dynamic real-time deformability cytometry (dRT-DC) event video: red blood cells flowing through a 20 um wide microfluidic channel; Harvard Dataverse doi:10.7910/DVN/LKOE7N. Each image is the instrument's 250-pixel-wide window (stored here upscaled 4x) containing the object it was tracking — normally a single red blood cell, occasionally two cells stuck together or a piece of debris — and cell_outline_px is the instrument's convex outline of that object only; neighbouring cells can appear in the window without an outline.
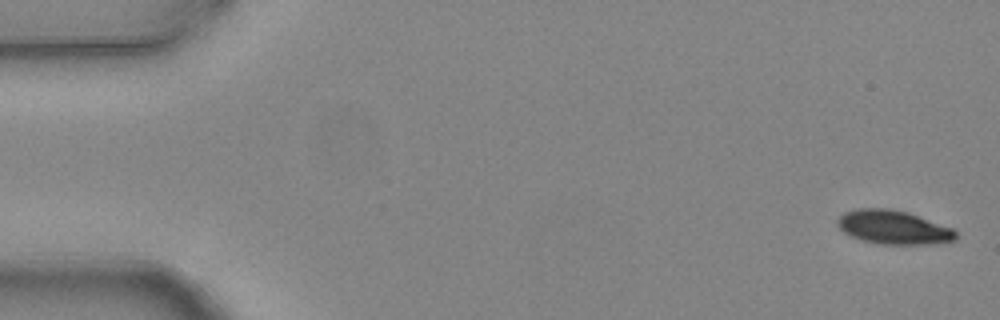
{"species": "common noctule bat (a hibernating species)", "species_latin": "Nyctalus noctula", "temperature_condition": "warm", "stored_images_in_passage": 7, "camera_frame_rate_fps": 3000, "um_per_image_px": 0.085, "animal": {"sex": "female", "body_mass_g": 24.6, "forearm_length_mm": 56.2}, "frame": {"image": 1, "passage_image": 1, "time_ms": 0.0, "image_size_px": [1000, 320], "cell_outline_px": [[956, 240], [928, 244], [880, 244], [864, 240], [852, 236], [844, 232], [836, 224], [836, 220], [844, 212], [856, 208], [892, 208], [908, 212], [952, 228], [956, 232]], "centroid_in_image_um": [75.92, 19.3], "position_along_channel_um": 9.1, "area_um2": 23.24}}
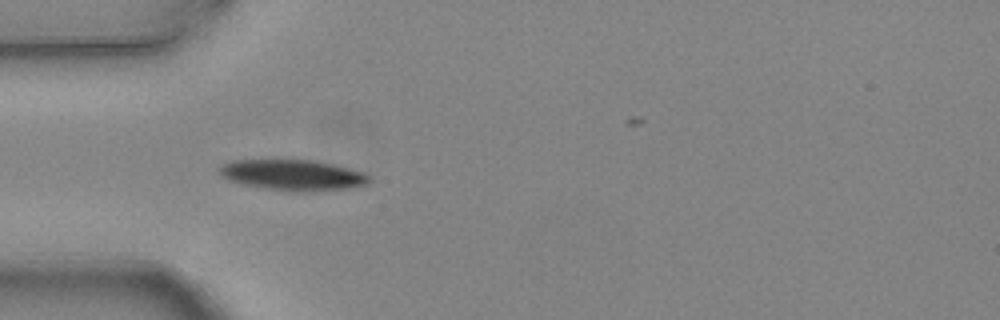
{"frame": {"image": 2, "passage_image": 5, "time_ms": 1.333, "image_size_px": [1000, 320], "cell_outline_px": [[372, 180], [368, 184], [344, 188], [312, 192], [292, 192], [264, 188], [244, 184], [228, 180], [220, 172], [220, 168], [224, 164], [232, 160], [312, 160], [332, 164], [364, 172]], "centroid_in_image_um": [24.92, 14.89], "position_along_channel_um": 60.1, "area_um2": 26.65}}
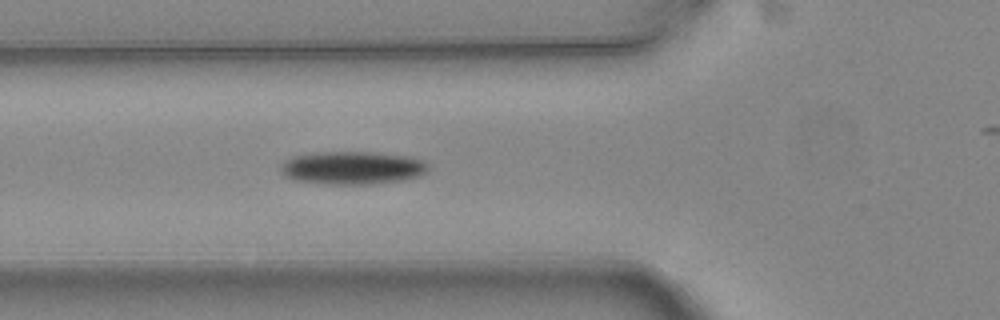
{"frame": {"image": 3, "passage_image": 6, "time_ms": 1.667, "image_size_px": [1000, 320], "cell_outline_px": [[428, 168], [420, 176], [404, 180], [372, 184], [324, 184], [292, 180], [284, 176], [280, 172], [280, 164], [284, 160], [292, 156], [316, 152], [372, 152], [408, 156], [420, 160], [428, 164]], "centroid_in_image_um": [29.88, 14.27], "position_along_channel_um": 95.9, "area_um2": 28.67}}